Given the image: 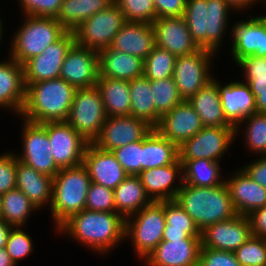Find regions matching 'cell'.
Wrapping results in <instances>:
<instances>
[{"label":"cell","instance_id":"bcb514c9","mask_svg":"<svg viewBox=\"0 0 266 266\" xmlns=\"http://www.w3.org/2000/svg\"><path fill=\"white\" fill-rule=\"evenodd\" d=\"M85 209L96 212H115L113 190L91 182L86 197Z\"/></svg>","mask_w":266,"mask_h":266},{"label":"cell","instance_id":"1f68e13d","mask_svg":"<svg viewBox=\"0 0 266 266\" xmlns=\"http://www.w3.org/2000/svg\"><path fill=\"white\" fill-rule=\"evenodd\" d=\"M113 192L115 212L125 219L153 202L138 175H128Z\"/></svg>","mask_w":266,"mask_h":266},{"label":"cell","instance_id":"e0dca14e","mask_svg":"<svg viewBox=\"0 0 266 266\" xmlns=\"http://www.w3.org/2000/svg\"><path fill=\"white\" fill-rule=\"evenodd\" d=\"M99 77V53L76 43L68 50L60 78L76 89L96 86Z\"/></svg>","mask_w":266,"mask_h":266},{"label":"cell","instance_id":"60d3db41","mask_svg":"<svg viewBox=\"0 0 266 266\" xmlns=\"http://www.w3.org/2000/svg\"><path fill=\"white\" fill-rule=\"evenodd\" d=\"M176 56L157 46L144 60V76L149 80L173 77Z\"/></svg>","mask_w":266,"mask_h":266},{"label":"cell","instance_id":"277c9868","mask_svg":"<svg viewBox=\"0 0 266 266\" xmlns=\"http://www.w3.org/2000/svg\"><path fill=\"white\" fill-rule=\"evenodd\" d=\"M174 200L192 218L200 231L237 215L226 183L206 188L182 184Z\"/></svg>","mask_w":266,"mask_h":266},{"label":"cell","instance_id":"f1b7e54d","mask_svg":"<svg viewBox=\"0 0 266 266\" xmlns=\"http://www.w3.org/2000/svg\"><path fill=\"white\" fill-rule=\"evenodd\" d=\"M99 77L133 80L144 75V60L113 50L110 47L99 52Z\"/></svg>","mask_w":266,"mask_h":266},{"label":"cell","instance_id":"e575fe53","mask_svg":"<svg viewBox=\"0 0 266 266\" xmlns=\"http://www.w3.org/2000/svg\"><path fill=\"white\" fill-rule=\"evenodd\" d=\"M182 163L183 184L196 187H213L225 183L220 162L200 158L180 160Z\"/></svg>","mask_w":266,"mask_h":266},{"label":"cell","instance_id":"f907efd6","mask_svg":"<svg viewBox=\"0 0 266 266\" xmlns=\"http://www.w3.org/2000/svg\"><path fill=\"white\" fill-rule=\"evenodd\" d=\"M255 96L257 113L266 114V76H243Z\"/></svg>","mask_w":266,"mask_h":266},{"label":"cell","instance_id":"11a10c76","mask_svg":"<svg viewBox=\"0 0 266 266\" xmlns=\"http://www.w3.org/2000/svg\"><path fill=\"white\" fill-rule=\"evenodd\" d=\"M247 217L252 236L266 239V206L253 210Z\"/></svg>","mask_w":266,"mask_h":266},{"label":"cell","instance_id":"ac0fdd59","mask_svg":"<svg viewBox=\"0 0 266 266\" xmlns=\"http://www.w3.org/2000/svg\"><path fill=\"white\" fill-rule=\"evenodd\" d=\"M252 236L247 216L235 217L206 226L201 231V247L234 252Z\"/></svg>","mask_w":266,"mask_h":266},{"label":"cell","instance_id":"680465c9","mask_svg":"<svg viewBox=\"0 0 266 266\" xmlns=\"http://www.w3.org/2000/svg\"><path fill=\"white\" fill-rule=\"evenodd\" d=\"M0 266H16L5 248L0 249Z\"/></svg>","mask_w":266,"mask_h":266},{"label":"cell","instance_id":"ba28073f","mask_svg":"<svg viewBox=\"0 0 266 266\" xmlns=\"http://www.w3.org/2000/svg\"><path fill=\"white\" fill-rule=\"evenodd\" d=\"M106 118L102 97L96 86L76 90L67 122L78 134L93 143L100 135Z\"/></svg>","mask_w":266,"mask_h":266},{"label":"cell","instance_id":"f546056e","mask_svg":"<svg viewBox=\"0 0 266 266\" xmlns=\"http://www.w3.org/2000/svg\"><path fill=\"white\" fill-rule=\"evenodd\" d=\"M187 101L199 115L204 127L232 126L224 115L215 77Z\"/></svg>","mask_w":266,"mask_h":266},{"label":"cell","instance_id":"44dd1931","mask_svg":"<svg viewBox=\"0 0 266 266\" xmlns=\"http://www.w3.org/2000/svg\"><path fill=\"white\" fill-rule=\"evenodd\" d=\"M204 126L187 100H183L160 118L155 129L178 147L197 134Z\"/></svg>","mask_w":266,"mask_h":266},{"label":"cell","instance_id":"7402d4cb","mask_svg":"<svg viewBox=\"0 0 266 266\" xmlns=\"http://www.w3.org/2000/svg\"><path fill=\"white\" fill-rule=\"evenodd\" d=\"M138 177L153 202L174 200L183 184L182 163L178 159L163 167L146 169ZM176 180L180 182L177 184Z\"/></svg>","mask_w":266,"mask_h":266},{"label":"cell","instance_id":"9f6ffc18","mask_svg":"<svg viewBox=\"0 0 266 266\" xmlns=\"http://www.w3.org/2000/svg\"><path fill=\"white\" fill-rule=\"evenodd\" d=\"M227 3L234 9L235 12H243L245 9L253 8L256 3H265L266 0H226ZM263 1V2H262Z\"/></svg>","mask_w":266,"mask_h":266},{"label":"cell","instance_id":"d4e9b609","mask_svg":"<svg viewBox=\"0 0 266 266\" xmlns=\"http://www.w3.org/2000/svg\"><path fill=\"white\" fill-rule=\"evenodd\" d=\"M26 99L24 68L13 58L0 61V109L20 115Z\"/></svg>","mask_w":266,"mask_h":266},{"label":"cell","instance_id":"7a4b0ae2","mask_svg":"<svg viewBox=\"0 0 266 266\" xmlns=\"http://www.w3.org/2000/svg\"><path fill=\"white\" fill-rule=\"evenodd\" d=\"M25 86L26 99L20 118L41 124L67 121L75 87L60 77Z\"/></svg>","mask_w":266,"mask_h":266},{"label":"cell","instance_id":"6f0895ef","mask_svg":"<svg viewBox=\"0 0 266 266\" xmlns=\"http://www.w3.org/2000/svg\"><path fill=\"white\" fill-rule=\"evenodd\" d=\"M13 226L0 218V249L5 248L8 236Z\"/></svg>","mask_w":266,"mask_h":266},{"label":"cell","instance_id":"cb8c5ba5","mask_svg":"<svg viewBox=\"0 0 266 266\" xmlns=\"http://www.w3.org/2000/svg\"><path fill=\"white\" fill-rule=\"evenodd\" d=\"M218 80V90L227 121L236 128L246 117L256 111L255 96L250 86L242 81H231L222 86Z\"/></svg>","mask_w":266,"mask_h":266},{"label":"cell","instance_id":"74e56055","mask_svg":"<svg viewBox=\"0 0 266 266\" xmlns=\"http://www.w3.org/2000/svg\"><path fill=\"white\" fill-rule=\"evenodd\" d=\"M131 99V116L145 120L153 128L156 127V110L153 101L150 80L144 75L129 80Z\"/></svg>","mask_w":266,"mask_h":266},{"label":"cell","instance_id":"603a6c76","mask_svg":"<svg viewBox=\"0 0 266 266\" xmlns=\"http://www.w3.org/2000/svg\"><path fill=\"white\" fill-rule=\"evenodd\" d=\"M83 165L91 182L112 190L128 176L112 151L100 149L93 143H88L86 147Z\"/></svg>","mask_w":266,"mask_h":266},{"label":"cell","instance_id":"ab89813d","mask_svg":"<svg viewBox=\"0 0 266 266\" xmlns=\"http://www.w3.org/2000/svg\"><path fill=\"white\" fill-rule=\"evenodd\" d=\"M153 101L156 110V126L160 118L171 111L183 100L179 96L177 85L173 77L150 80Z\"/></svg>","mask_w":266,"mask_h":266},{"label":"cell","instance_id":"9c48e42d","mask_svg":"<svg viewBox=\"0 0 266 266\" xmlns=\"http://www.w3.org/2000/svg\"><path fill=\"white\" fill-rule=\"evenodd\" d=\"M125 22L119 5L114 2L107 9L94 14L73 30L75 43L99 52L111 45Z\"/></svg>","mask_w":266,"mask_h":266},{"label":"cell","instance_id":"30bf717a","mask_svg":"<svg viewBox=\"0 0 266 266\" xmlns=\"http://www.w3.org/2000/svg\"><path fill=\"white\" fill-rule=\"evenodd\" d=\"M216 55L213 51L200 48L194 53L176 57L173 78L182 100H188L212 81L211 66Z\"/></svg>","mask_w":266,"mask_h":266},{"label":"cell","instance_id":"7dc6e473","mask_svg":"<svg viewBox=\"0 0 266 266\" xmlns=\"http://www.w3.org/2000/svg\"><path fill=\"white\" fill-rule=\"evenodd\" d=\"M23 15L56 18L62 0H18Z\"/></svg>","mask_w":266,"mask_h":266},{"label":"cell","instance_id":"4316f807","mask_svg":"<svg viewBox=\"0 0 266 266\" xmlns=\"http://www.w3.org/2000/svg\"><path fill=\"white\" fill-rule=\"evenodd\" d=\"M109 47L145 60L155 47L152 24L125 22Z\"/></svg>","mask_w":266,"mask_h":266},{"label":"cell","instance_id":"c3c4849f","mask_svg":"<svg viewBox=\"0 0 266 266\" xmlns=\"http://www.w3.org/2000/svg\"><path fill=\"white\" fill-rule=\"evenodd\" d=\"M18 158L14 152L0 155V196L16 188V162Z\"/></svg>","mask_w":266,"mask_h":266},{"label":"cell","instance_id":"3957f363","mask_svg":"<svg viewBox=\"0 0 266 266\" xmlns=\"http://www.w3.org/2000/svg\"><path fill=\"white\" fill-rule=\"evenodd\" d=\"M234 9L226 0H187L184 19L192 39L199 48L220 51L228 33L229 13ZM227 31V32H226Z\"/></svg>","mask_w":266,"mask_h":266},{"label":"cell","instance_id":"8d00e7d4","mask_svg":"<svg viewBox=\"0 0 266 266\" xmlns=\"http://www.w3.org/2000/svg\"><path fill=\"white\" fill-rule=\"evenodd\" d=\"M33 211L39 210L18 188L9 190L1 196L0 218L13 227L24 228Z\"/></svg>","mask_w":266,"mask_h":266},{"label":"cell","instance_id":"2e32d148","mask_svg":"<svg viewBox=\"0 0 266 266\" xmlns=\"http://www.w3.org/2000/svg\"><path fill=\"white\" fill-rule=\"evenodd\" d=\"M153 127L134 116L107 117L100 135L93 144L100 149L112 151L129 143L143 140Z\"/></svg>","mask_w":266,"mask_h":266},{"label":"cell","instance_id":"83f0119b","mask_svg":"<svg viewBox=\"0 0 266 266\" xmlns=\"http://www.w3.org/2000/svg\"><path fill=\"white\" fill-rule=\"evenodd\" d=\"M16 188L20 189L38 210L44 209L48 203V206L51 204L53 178L19 160L16 162Z\"/></svg>","mask_w":266,"mask_h":266},{"label":"cell","instance_id":"681fc988","mask_svg":"<svg viewBox=\"0 0 266 266\" xmlns=\"http://www.w3.org/2000/svg\"><path fill=\"white\" fill-rule=\"evenodd\" d=\"M198 266H241L234 252L201 247Z\"/></svg>","mask_w":266,"mask_h":266},{"label":"cell","instance_id":"4fadbf2b","mask_svg":"<svg viewBox=\"0 0 266 266\" xmlns=\"http://www.w3.org/2000/svg\"><path fill=\"white\" fill-rule=\"evenodd\" d=\"M75 43L73 31H66L41 54L30 58L24 65L25 84L37 83L60 77V70L68 50Z\"/></svg>","mask_w":266,"mask_h":266},{"label":"cell","instance_id":"f6af8a7d","mask_svg":"<svg viewBox=\"0 0 266 266\" xmlns=\"http://www.w3.org/2000/svg\"><path fill=\"white\" fill-rule=\"evenodd\" d=\"M112 152L128 175L142 172V140L118 147Z\"/></svg>","mask_w":266,"mask_h":266},{"label":"cell","instance_id":"5bb4252c","mask_svg":"<svg viewBox=\"0 0 266 266\" xmlns=\"http://www.w3.org/2000/svg\"><path fill=\"white\" fill-rule=\"evenodd\" d=\"M46 131L51 154L60 169L83 164L84 153L89 142L78 134L67 121L48 122Z\"/></svg>","mask_w":266,"mask_h":266},{"label":"cell","instance_id":"5b68a950","mask_svg":"<svg viewBox=\"0 0 266 266\" xmlns=\"http://www.w3.org/2000/svg\"><path fill=\"white\" fill-rule=\"evenodd\" d=\"M91 184L86 167L61 168L53 177L51 217L56 230L72 215L85 209L86 197Z\"/></svg>","mask_w":266,"mask_h":266},{"label":"cell","instance_id":"816d5d0a","mask_svg":"<svg viewBox=\"0 0 266 266\" xmlns=\"http://www.w3.org/2000/svg\"><path fill=\"white\" fill-rule=\"evenodd\" d=\"M187 0H153L156 18L183 16Z\"/></svg>","mask_w":266,"mask_h":266},{"label":"cell","instance_id":"b9f144b4","mask_svg":"<svg viewBox=\"0 0 266 266\" xmlns=\"http://www.w3.org/2000/svg\"><path fill=\"white\" fill-rule=\"evenodd\" d=\"M234 254L241 266H265L266 239L251 236Z\"/></svg>","mask_w":266,"mask_h":266},{"label":"cell","instance_id":"d590c367","mask_svg":"<svg viewBox=\"0 0 266 266\" xmlns=\"http://www.w3.org/2000/svg\"><path fill=\"white\" fill-rule=\"evenodd\" d=\"M165 228L162 240L187 239L189 236H201V231L192 218L176 202L164 201Z\"/></svg>","mask_w":266,"mask_h":266},{"label":"cell","instance_id":"4dcf8cb0","mask_svg":"<svg viewBox=\"0 0 266 266\" xmlns=\"http://www.w3.org/2000/svg\"><path fill=\"white\" fill-rule=\"evenodd\" d=\"M107 117L129 116L131 113V99L129 81L98 77L96 83Z\"/></svg>","mask_w":266,"mask_h":266},{"label":"cell","instance_id":"91938a15","mask_svg":"<svg viewBox=\"0 0 266 266\" xmlns=\"http://www.w3.org/2000/svg\"><path fill=\"white\" fill-rule=\"evenodd\" d=\"M2 18H0V43H1V41H2V36H3V31H5L3 28H4V24L2 23V20H1ZM3 26V27H2Z\"/></svg>","mask_w":266,"mask_h":266},{"label":"cell","instance_id":"d6986e66","mask_svg":"<svg viewBox=\"0 0 266 266\" xmlns=\"http://www.w3.org/2000/svg\"><path fill=\"white\" fill-rule=\"evenodd\" d=\"M201 236L162 240L144 260L145 266H198Z\"/></svg>","mask_w":266,"mask_h":266},{"label":"cell","instance_id":"836d02e7","mask_svg":"<svg viewBox=\"0 0 266 266\" xmlns=\"http://www.w3.org/2000/svg\"><path fill=\"white\" fill-rule=\"evenodd\" d=\"M115 0H62L55 18L67 31H73L94 14L107 9Z\"/></svg>","mask_w":266,"mask_h":266},{"label":"cell","instance_id":"ffe728a7","mask_svg":"<svg viewBox=\"0 0 266 266\" xmlns=\"http://www.w3.org/2000/svg\"><path fill=\"white\" fill-rule=\"evenodd\" d=\"M155 33V46L171 54L184 56L200 48L192 39L183 16L160 17L152 22Z\"/></svg>","mask_w":266,"mask_h":266},{"label":"cell","instance_id":"db71d44e","mask_svg":"<svg viewBox=\"0 0 266 266\" xmlns=\"http://www.w3.org/2000/svg\"><path fill=\"white\" fill-rule=\"evenodd\" d=\"M246 175L266 189V156H258L248 165L240 167Z\"/></svg>","mask_w":266,"mask_h":266},{"label":"cell","instance_id":"6da1fadb","mask_svg":"<svg viewBox=\"0 0 266 266\" xmlns=\"http://www.w3.org/2000/svg\"><path fill=\"white\" fill-rule=\"evenodd\" d=\"M126 219L117 212H96L82 210L72 215L56 233L67 235L90 251L99 254L110 253L125 241Z\"/></svg>","mask_w":266,"mask_h":266},{"label":"cell","instance_id":"484cf974","mask_svg":"<svg viewBox=\"0 0 266 266\" xmlns=\"http://www.w3.org/2000/svg\"><path fill=\"white\" fill-rule=\"evenodd\" d=\"M229 177V178H228ZM225 179L237 214L247 216L253 210L266 206V189L238 168Z\"/></svg>","mask_w":266,"mask_h":266},{"label":"cell","instance_id":"7c38bea8","mask_svg":"<svg viewBox=\"0 0 266 266\" xmlns=\"http://www.w3.org/2000/svg\"><path fill=\"white\" fill-rule=\"evenodd\" d=\"M22 152L16 157L25 165L52 178L60 171L51 154V146L46 131V123H34L21 118Z\"/></svg>","mask_w":266,"mask_h":266},{"label":"cell","instance_id":"52a82bcc","mask_svg":"<svg viewBox=\"0 0 266 266\" xmlns=\"http://www.w3.org/2000/svg\"><path fill=\"white\" fill-rule=\"evenodd\" d=\"M164 201L152 202L126 218L125 239H130L141 261L162 241L165 228Z\"/></svg>","mask_w":266,"mask_h":266},{"label":"cell","instance_id":"9a60e30c","mask_svg":"<svg viewBox=\"0 0 266 266\" xmlns=\"http://www.w3.org/2000/svg\"><path fill=\"white\" fill-rule=\"evenodd\" d=\"M239 20L230 30V53L235 63L246 56L266 57V15Z\"/></svg>","mask_w":266,"mask_h":266},{"label":"cell","instance_id":"f5cc1de1","mask_svg":"<svg viewBox=\"0 0 266 266\" xmlns=\"http://www.w3.org/2000/svg\"><path fill=\"white\" fill-rule=\"evenodd\" d=\"M244 71V76H266V57L246 56L236 63Z\"/></svg>","mask_w":266,"mask_h":266},{"label":"cell","instance_id":"d6a6232c","mask_svg":"<svg viewBox=\"0 0 266 266\" xmlns=\"http://www.w3.org/2000/svg\"><path fill=\"white\" fill-rule=\"evenodd\" d=\"M179 159L178 146L155 128L142 140V171L163 167Z\"/></svg>","mask_w":266,"mask_h":266},{"label":"cell","instance_id":"8992f818","mask_svg":"<svg viewBox=\"0 0 266 266\" xmlns=\"http://www.w3.org/2000/svg\"><path fill=\"white\" fill-rule=\"evenodd\" d=\"M24 21L10 41L9 55L24 65L56 42L67 30L51 17L23 15Z\"/></svg>","mask_w":266,"mask_h":266},{"label":"cell","instance_id":"ee69618b","mask_svg":"<svg viewBox=\"0 0 266 266\" xmlns=\"http://www.w3.org/2000/svg\"><path fill=\"white\" fill-rule=\"evenodd\" d=\"M23 227H13L5 246L7 253L16 266L19 261L33 254V240Z\"/></svg>","mask_w":266,"mask_h":266},{"label":"cell","instance_id":"8fae6325","mask_svg":"<svg viewBox=\"0 0 266 266\" xmlns=\"http://www.w3.org/2000/svg\"><path fill=\"white\" fill-rule=\"evenodd\" d=\"M235 139V128L224 127H203L197 134L179 147V160L208 159L220 162L223 155L228 152L230 145Z\"/></svg>","mask_w":266,"mask_h":266},{"label":"cell","instance_id":"f35d334b","mask_svg":"<svg viewBox=\"0 0 266 266\" xmlns=\"http://www.w3.org/2000/svg\"><path fill=\"white\" fill-rule=\"evenodd\" d=\"M243 126L246 128H243ZM242 130L244 135L243 139H245L244 145L248 150H251L249 152L256 154V156H266V114L253 113L249 117H246L235 128V138H238L237 135L239 136Z\"/></svg>","mask_w":266,"mask_h":266},{"label":"cell","instance_id":"7bdbcfd3","mask_svg":"<svg viewBox=\"0 0 266 266\" xmlns=\"http://www.w3.org/2000/svg\"><path fill=\"white\" fill-rule=\"evenodd\" d=\"M122 11L126 22L152 24L156 20L153 0H115Z\"/></svg>","mask_w":266,"mask_h":266}]
</instances>
